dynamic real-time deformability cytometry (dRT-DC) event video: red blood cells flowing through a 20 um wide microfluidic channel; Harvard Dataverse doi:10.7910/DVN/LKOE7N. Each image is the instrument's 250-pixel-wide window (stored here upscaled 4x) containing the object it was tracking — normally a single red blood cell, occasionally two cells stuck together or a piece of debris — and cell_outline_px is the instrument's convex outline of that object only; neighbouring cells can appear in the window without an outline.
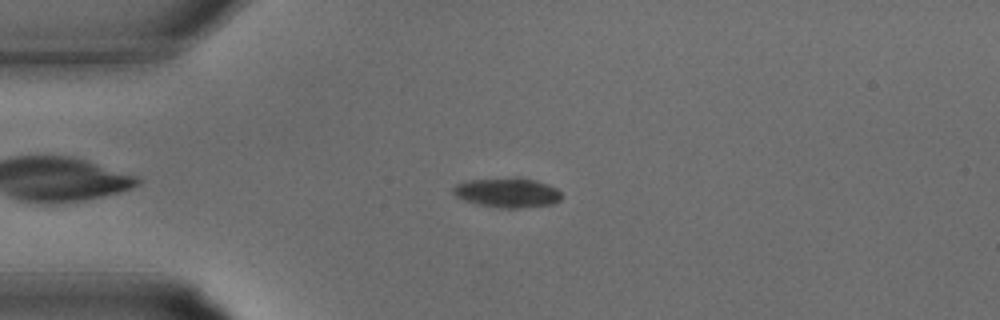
{"species": "common noctule bat (a hibernating species)", "species_latin": "Nyctalus noctula", "temperature_condition": "warm", "stored_images_in_passage": 33, "camera_frame_rate_fps": 3000, "um_per_image_px": 0.085, "animal": {"sex": "male", "body_mass_g": 15.6}, "frame": {"image": 1, "passage_image": 8, "time_ms": 2.333, "image_size_px": [1000, 320], "cell_outline_px": [[560, 200], [552, 204], [520, 208], [500, 208], [480, 204], [464, 200], [456, 196], [452, 192], [452, 188], [456, 184], [464, 180], [516, 176], [536, 180], [556, 188], [560, 192]], "centroid_in_image_um": [43.09, 16.35], "position_along_channel_um": 41.9, "area_um2": 18.96}}
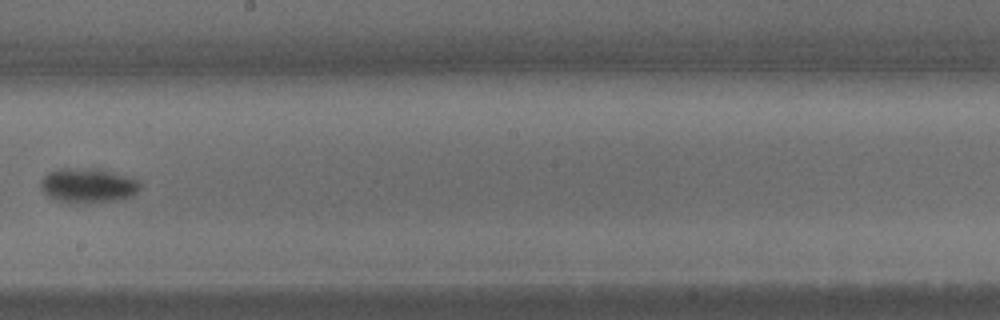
{"frame": {"image": 2, "passage_image": 19, "time_ms": 6.0, "image_size_px": [1000, 320], "cell_outline_px": [[140, 184], [136, 192], [128, 196], [112, 200], [60, 200], [44, 192], [40, 188], [40, 180], [48, 172], [60, 168], [100, 168], [140, 180]], "centroid_in_image_um": [7.46, 15.68], "position_along_channel_um": 240.7, "area_um2": 19.07}}
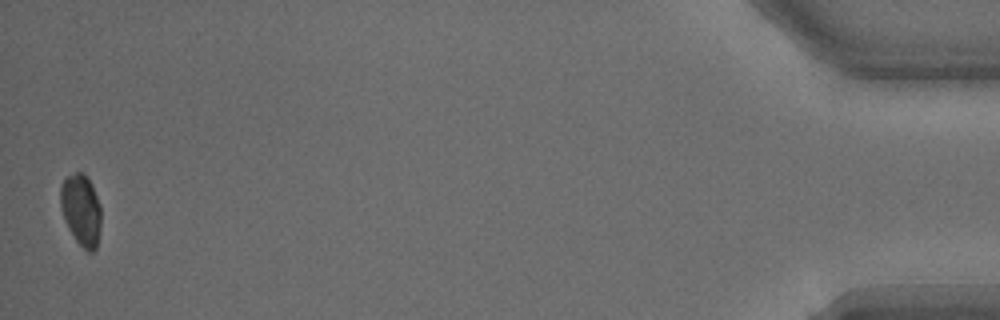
{"frame": {"image": 3, "passage_image": 33, "time_ms": 10.667, "image_size_px": [1000, 320], "cell_outline_px": [[100, 228], [96, 248], [92, 252], [88, 252], [76, 240], [64, 220], [60, 208], [60, 184], [68, 176], [76, 172], [84, 172], [92, 184], [100, 204]], "centroid_in_image_um": [6.88, 17.81], "position_along_channel_um": 428.3, "area_um2": 16.94}}